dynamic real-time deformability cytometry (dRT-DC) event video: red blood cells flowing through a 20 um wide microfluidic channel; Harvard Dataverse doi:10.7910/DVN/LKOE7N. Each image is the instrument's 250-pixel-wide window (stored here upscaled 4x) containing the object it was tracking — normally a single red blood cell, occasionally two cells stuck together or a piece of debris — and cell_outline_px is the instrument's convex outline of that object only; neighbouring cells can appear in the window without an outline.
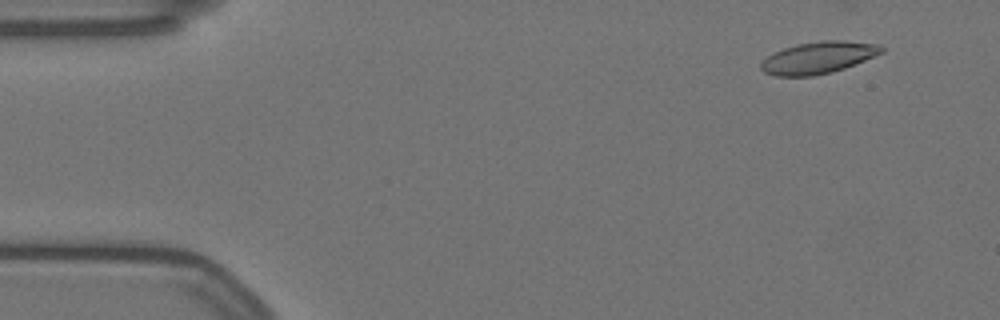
{"species": "Egyptian fruit bat (a non-hibernating species)", "species_latin": "Rousettus aegyptiacus", "temperature_condition": "warm", "stored_images_in_passage": 53, "camera_frame_rate_fps": 3000, "um_per_image_px": 0.085, "animal": {"sex": "female"}, "frame": {"image": 1, "passage_image": 4, "time_ms": 1.0, "image_size_px": [1000, 320], "cell_outline_px": [[884, 52], [844, 68], [832, 72], [812, 76], [776, 76], [764, 72], [760, 68], [760, 64], [772, 52], [796, 44], [824, 40], [844, 40], [880, 44], [884, 48]], "centroid_in_image_um": [69.55, 4.89], "position_along_channel_um": 15.4, "area_um2": 22.43}}
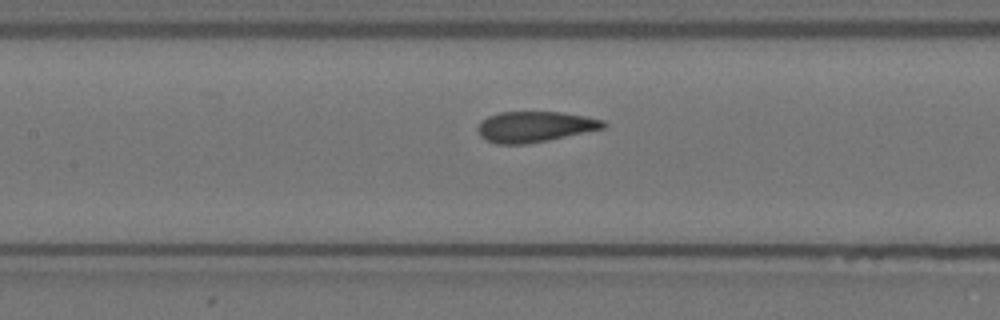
{"frame": {"image": 2, "passage_image": 25, "time_ms": 8.0, "image_size_px": [1000, 320], "cell_outline_px": [[608, 124], [604, 128], [548, 140], [524, 144], [496, 144], [480, 136], [480, 120], [488, 116], [500, 112], [560, 112], [584, 116], [604, 120]], "centroid_in_image_um": [45.48, 10.76], "position_along_channel_um": 161.9, "area_um2": 22.2}}
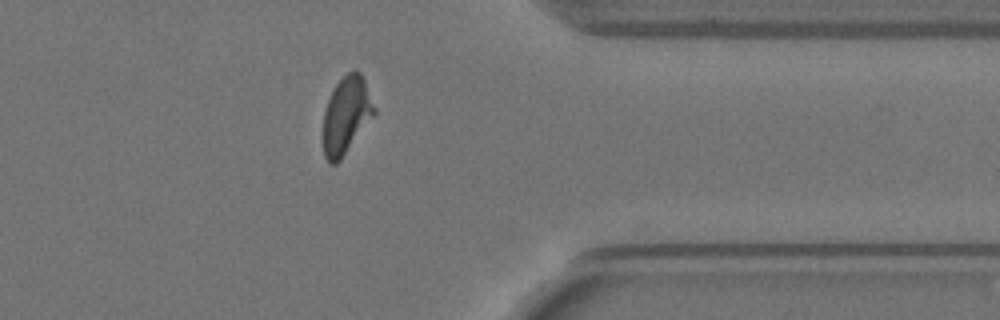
{"frame": {"image": 3, "passage_image": 45, "time_ms": 14.667, "image_size_px": [1000, 320], "cell_outline_px": [[376, 112], [340, 160], [336, 164], [328, 164], [324, 156], [324, 112], [328, 100], [336, 84], [348, 72], [360, 72], [364, 80], [376, 108]], "centroid_in_image_um": [29.43, 9.82], "position_along_channel_um": 382.0, "area_um2": 22.43}, "authors_computed_cell_mechanics": {"area_um2": 22.6576, "velocity_mm_per_s": 3.4944, "shape_relaxation_time_tau1_ms": 5.9238, "shape_relaxation_time_tau2_ms": 0.8839, "deformation_change_tau1": 0.1872, "deformation_change_tau2": 0.0713}}